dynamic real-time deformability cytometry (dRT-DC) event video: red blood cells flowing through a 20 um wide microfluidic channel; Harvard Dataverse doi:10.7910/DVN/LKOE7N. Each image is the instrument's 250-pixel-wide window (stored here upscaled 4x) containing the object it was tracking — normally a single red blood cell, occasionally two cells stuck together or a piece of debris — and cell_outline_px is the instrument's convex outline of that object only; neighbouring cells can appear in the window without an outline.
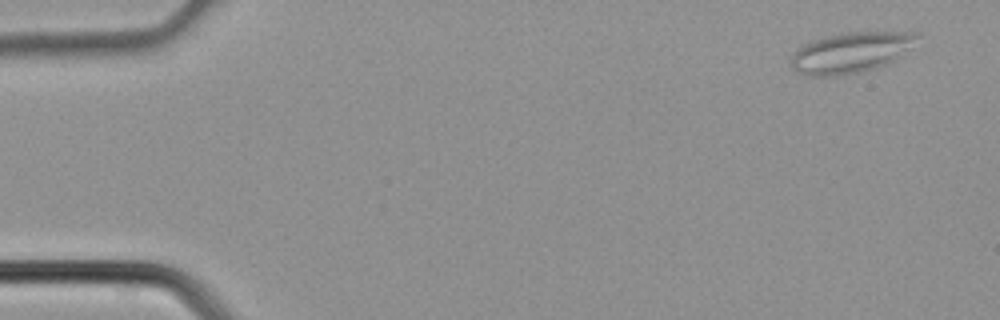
{"species": "common noctule bat (a hibernating species)", "species_latin": "Nyctalus noctula", "temperature_condition": "cold", "stored_images_in_passage": 3, "camera_frame_rate_fps": 3000, "um_per_image_px": 0.085, "animal": {"sex": "male", "body_mass_g": 21.5, "forearm_length_mm": 52.0}, "frame": {"image": 1, "passage_image": 1, "time_ms": 0.0, "image_size_px": [1000, 320], "cell_outline_px": [[920, 36], [908, 48], [888, 64], [876, 68], [860, 72], [836, 76], [804, 76], [796, 72], [792, 68], [792, 56], [796, 48], [812, 40], [824, 36], [840, 32], [920, 32]], "centroid_in_image_um": [72.26, 4.46], "position_along_channel_um": 12.7, "area_um2": 29.94}}